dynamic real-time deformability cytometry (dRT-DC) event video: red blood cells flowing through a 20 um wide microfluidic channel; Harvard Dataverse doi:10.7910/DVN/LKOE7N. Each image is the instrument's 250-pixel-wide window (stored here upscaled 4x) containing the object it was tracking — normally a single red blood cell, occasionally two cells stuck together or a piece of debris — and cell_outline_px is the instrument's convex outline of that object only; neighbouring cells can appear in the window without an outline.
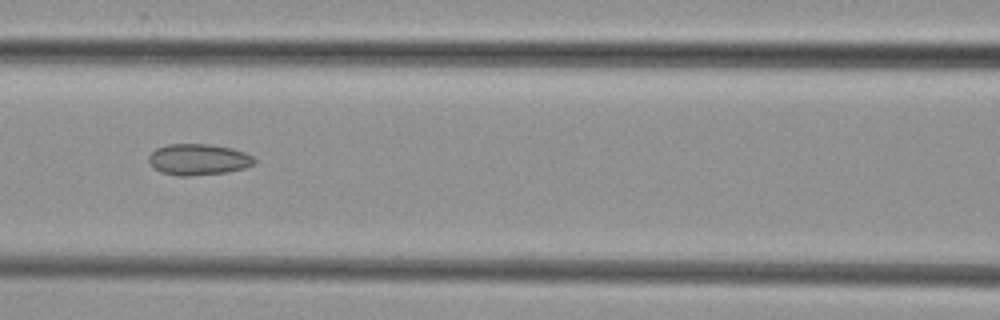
{"species": "common noctule bat (a hibernating species)", "species_latin": "Nyctalus noctula", "temperature_condition": "cold", "stored_images_in_passage": 5, "camera_frame_rate_fps": 3000, "um_per_image_px": 0.085, "animal": {"sex": "female", "body_mass_g": 29.2, "forearm_length_mm": 56.3}, "frame": {"image": 1, "passage_image": 4, "time_ms": 4.333, "image_size_px": [1000, 320], "cell_outline_px": [[256, 164], [244, 168], [224, 172], [188, 176], [176, 176], [160, 172], [152, 168], [148, 164], [148, 156], [156, 148], [168, 144], [208, 144], [232, 148], [244, 152], [252, 156], [256, 160]], "centroid_in_image_um": [16.82, 13.56], "position_along_channel_um": 149.8, "area_um2": 19.36}}
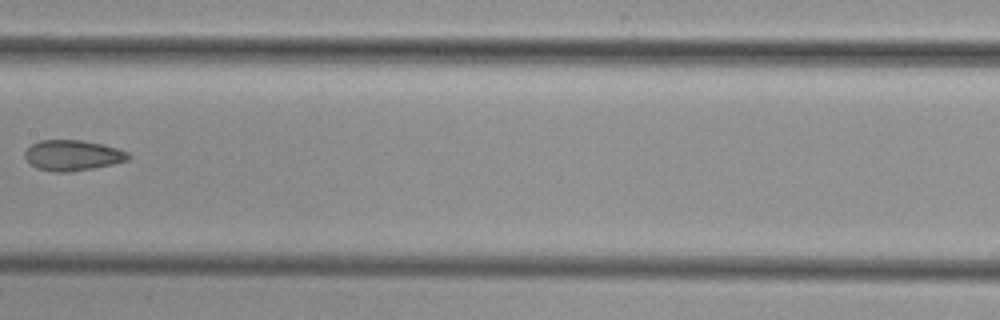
{"frame": {"image": 2, "passage_image": 5, "time_ms": 5.667, "image_size_px": [1000, 320], "cell_outline_px": [[132, 156], [128, 160], [96, 168], [68, 172], [52, 172], [36, 168], [24, 156], [24, 152], [32, 144], [40, 140], [84, 140], [104, 144], [128, 152]], "centroid_in_image_um": [6.19, 13.2], "position_along_channel_um": 201.2, "area_um2": 18.55}}